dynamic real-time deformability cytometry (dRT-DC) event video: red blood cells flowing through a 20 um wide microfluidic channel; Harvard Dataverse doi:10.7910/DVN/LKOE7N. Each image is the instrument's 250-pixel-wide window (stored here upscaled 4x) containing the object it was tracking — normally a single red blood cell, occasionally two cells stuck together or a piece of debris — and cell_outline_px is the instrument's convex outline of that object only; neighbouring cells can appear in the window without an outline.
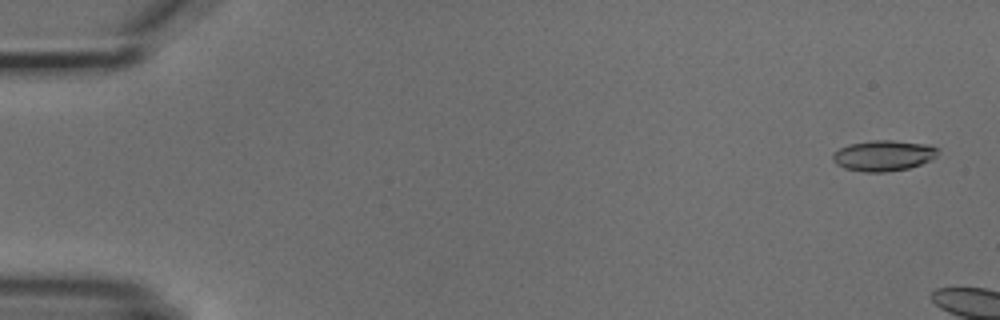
{"species": "common noctule bat (a hibernating species)", "species_latin": "Nyctalus noctula", "temperature_condition": "cold", "stored_images_in_passage": 3, "camera_frame_rate_fps": 3000, "um_per_image_px": 0.085, "animal": {"sex": "male", "body_mass_g": 18.8}, "frame": {"image": 1, "passage_image": 1, "time_ms": 0.0, "image_size_px": [1000, 320], "cell_outline_px": [[940, 148], [936, 156], [920, 164], [908, 168], [884, 172], [864, 172], [844, 168], [836, 164], [832, 160], [832, 156], [840, 148], [848, 144], [872, 140], [892, 140], [928, 144]], "centroid_in_image_um": [75.09, 13.22], "position_along_channel_um": 9.9, "area_um2": 18.79}}